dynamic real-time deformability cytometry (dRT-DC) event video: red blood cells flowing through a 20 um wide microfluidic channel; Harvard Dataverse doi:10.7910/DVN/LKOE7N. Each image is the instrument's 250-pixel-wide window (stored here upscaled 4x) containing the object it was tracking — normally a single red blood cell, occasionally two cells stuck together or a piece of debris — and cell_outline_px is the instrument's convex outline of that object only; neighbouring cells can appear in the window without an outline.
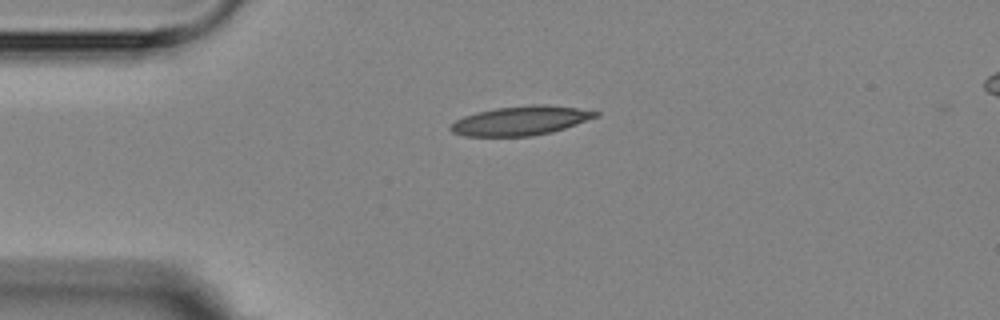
{"species": "Egyptian fruit bat (a non-hibernating species)", "species_latin": "Rousettus aegyptiacus", "temperature_condition": "room temperature", "stored_images_in_passage": 3, "camera_frame_rate_fps": 3000, "um_per_image_px": 0.085, "animal": {"sex": "female"}, "frame": {"image": 1, "passage_image": 3, "time_ms": 3.333, "image_size_px": [1000, 320], "cell_outline_px": [[600, 116], [552, 132], [532, 136], [464, 136], [452, 132], [448, 128], [448, 124], [464, 116], [476, 112], [496, 108], [532, 104], [548, 104], [576, 108], [600, 112]], "centroid_in_image_um": [44.24, 10.25], "position_along_channel_um": 40.8, "area_um2": 24.8}}